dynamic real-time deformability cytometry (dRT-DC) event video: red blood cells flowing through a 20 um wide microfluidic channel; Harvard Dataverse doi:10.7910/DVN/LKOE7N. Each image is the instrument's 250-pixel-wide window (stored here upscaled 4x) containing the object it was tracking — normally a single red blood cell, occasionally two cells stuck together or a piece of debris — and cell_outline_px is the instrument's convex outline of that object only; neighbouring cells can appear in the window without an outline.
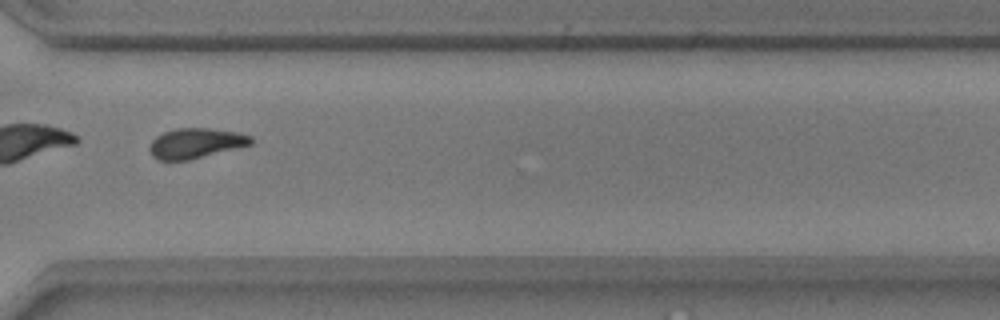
{"species": "common noctule bat (a hibernating species)", "species_latin": "Nyctalus noctula", "temperature_condition": "warm", "stored_images_in_passage": 52, "segment_of_instrument_passage": [2, 2], "camera_frame_rate_fps": 3000, "um_per_image_px": 0.085, "animal": {"sex": "male", "body_mass_g": 17.9, "forearm_length_mm": 54.2}, "frame": {"image": 1, "passage_image": 40, "time_ms": 13.0, "image_size_px": [1000, 320], "cell_outline_px": [[252, 144], [188, 160], [156, 160], [152, 156], [148, 148], [152, 140], [156, 136], [164, 132], [176, 128], [208, 128], [236, 132], [252, 136]], "centroid_in_image_um": [16.59, 12.17], "position_along_channel_um": 354.0, "area_um2": 17.69}}